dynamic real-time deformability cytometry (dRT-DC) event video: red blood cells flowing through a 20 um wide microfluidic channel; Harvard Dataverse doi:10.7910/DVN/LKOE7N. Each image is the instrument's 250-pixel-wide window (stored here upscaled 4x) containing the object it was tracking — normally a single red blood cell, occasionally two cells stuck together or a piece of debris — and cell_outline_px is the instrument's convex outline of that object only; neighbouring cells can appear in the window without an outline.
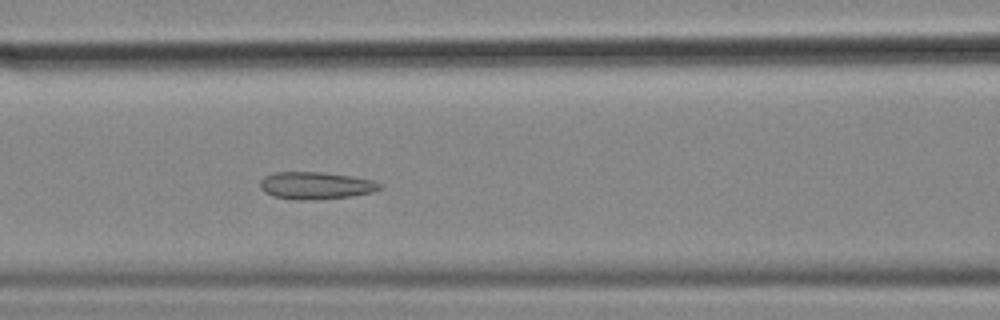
{"species": "common noctule bat (a hibernating species)", "species_latin": "Nyctalus noctula", "temperature_condition": "cold", "stored_images_in_passage": 56, "camera_frame_rate_fps": 3000, "um_per_image_px": 0.085, "animal": {"sex": "female", "body_mass_g": 18.4}, "frame": {"image": 1, "passage_image": 24, "time_ms": 7.667, "image_size_px": [1000, 320], "cell_outline_px": [[384, 188], [372, 192], [352, 196], [304, 200], [292, 200], [272, 196], [264, 192], [260, 188], [260, 180], [264, 176], [272, 172], [320, 172], [352, 176], [372, 180], [384, 184]], "centroid_in_image_um": [26.83, 15.77], "position_along_channel_um": 139.8, "area_um2": 19.25}}
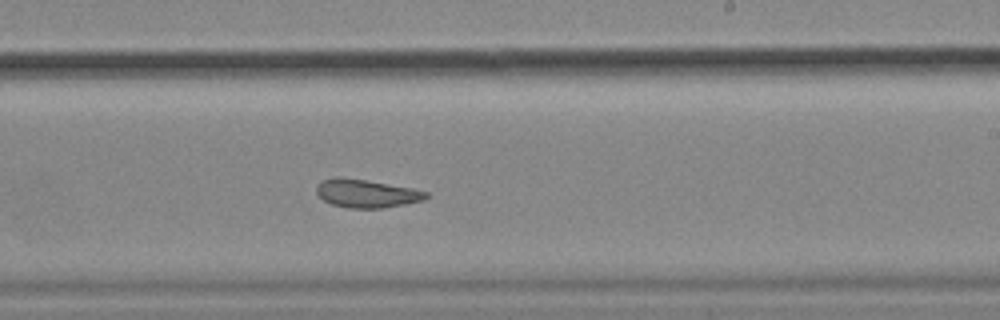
{"frame": {"image": 2, "passage_image": 34, "time_ms": 11.0, "image_size_px": [1000, 320], "cell_outline_px": [[428, 196], [424, 200], [404, 204], [380, 208], [348, 208], [332, 204], [324, 200], [316, 192], [316, 184], [324, 180], [336, 176], [340, 176], [412, 188], [428, 192]], "centroid_in_image_um": [31.13, 16.44], "position_along_channel_um": 257.9, "area_um2": 17.86}}
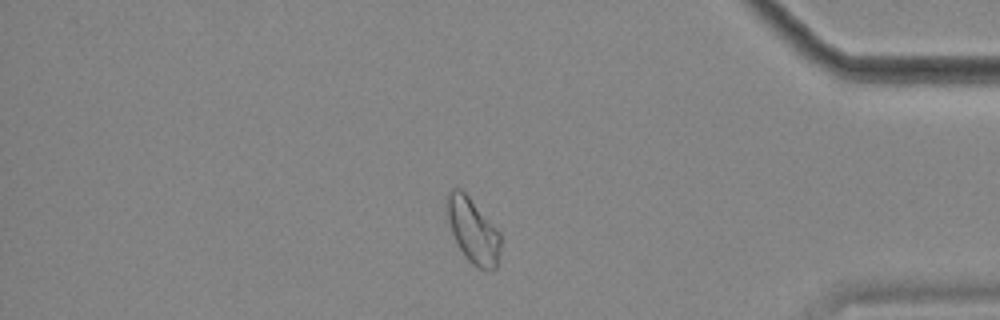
{"frame": {"image": 3, "passage_image": 48, "time_ms": 15.667, "image_size_px": [1000, 320], "cell_outline_px": [[500, 248], [496, 268], [480, 268], [472, 264], [464, 256], [456, 244], [444, 208], [444, 200], [448, 192], [452, 188], [460, 188], [468, 196], [500, 232]], "centroid_in_image_um": [40.14, 19.56], "position_along_channel_um": 395.1, "area_um2": 20.29}, "authors_computed_cell_mechanics": {"area_um2": 20.5768, "velocity_mm_per_s": 3.5649, "shape_relaxation_time_tau1_ms": null, "shape_relaxation_time_tau2_ms": 2.7467, "deformation_change_tau1": null, "deformation_change_tau2": 0.0927}}